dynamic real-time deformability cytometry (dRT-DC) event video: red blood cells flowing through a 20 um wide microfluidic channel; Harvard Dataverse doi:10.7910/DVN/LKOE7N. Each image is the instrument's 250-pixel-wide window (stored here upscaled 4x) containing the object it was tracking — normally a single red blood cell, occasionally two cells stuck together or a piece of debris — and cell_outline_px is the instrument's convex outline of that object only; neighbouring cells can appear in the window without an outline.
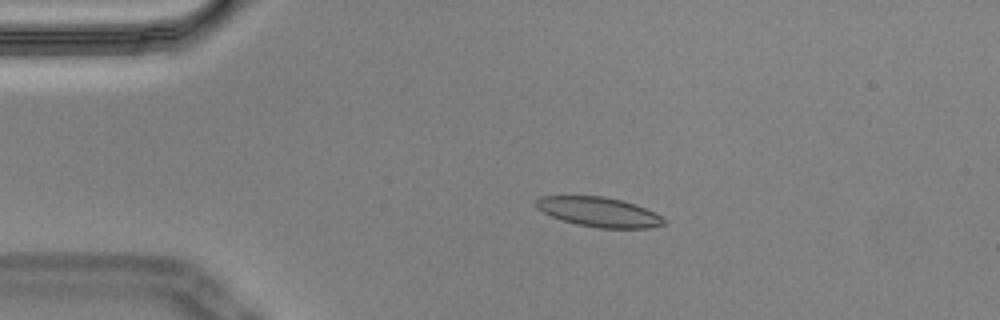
{"species": "Egyptian fruit bat (a non-hibernating species)", "species_latin": "Rousettus aegyptiacus", "temperature_condition": "cold", "stored_images_in_passage": 57, "camera_frame_rate_fps": 3000, "um_per_image_px": 0.085, "animal": {"sex": "male"}, "frame": {"image": 1, "passage_image": 12, "time_ms": 3.667, "image_size_px": [1000, 320], "cell_outline_px": [[668, 220], [664, 224], [648, 228], [600, 228], [576, 224], [552, 216], [536, 208], [536, 200], [540, 196], [604, 196], [620, 200], [644, 208]], "centroid_in_image_um": [50.9, 18.02], "position_along_channel_um": 34.1, "area_um2": 21.73}}
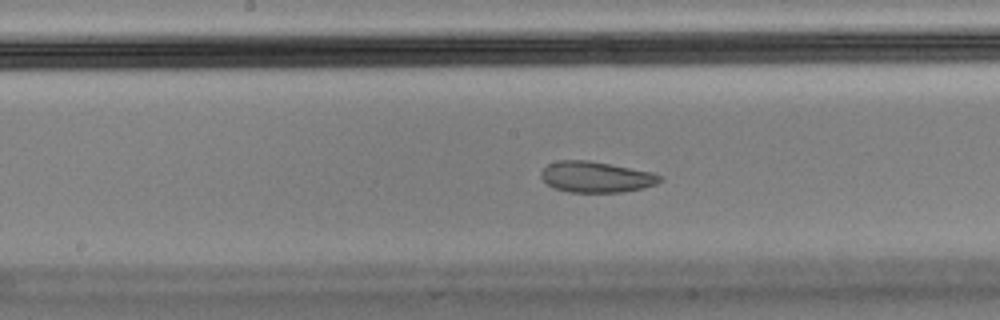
{"frame": {"image": 2, "passage_image": 29, "time_ms": 9.333, "image_size_px": [1000, 320], "cell_outline_px": [[660, 180], [656, 184], [644, 188], [620, 192], [568, 192], [552, 188], [540, 176], [540, 172], [548, 164], [560, 160], [588, 160], [652, 172], [660, 176]], "centroid_in_image_um": [50.62, 15.04], "position_along_channel_um": 197.6, "area_um2": 21.27}}
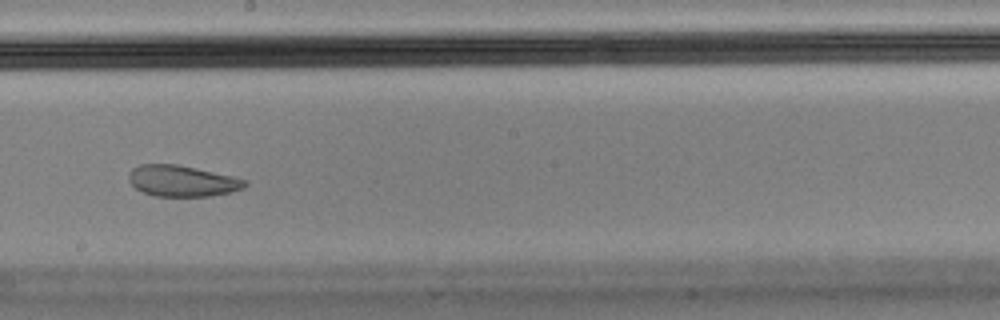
{"frame": {"image": 3, "passage_image": 32, "time_ms": 10.333, "image_size_px": [1000, 320], "cell_outline_px": [[248, 184], [244, 188], [232, 192], [212, 196], [156, 196], [144, 192], [136, 188], [128, 180], [128, 172], [132, 168], [140, 164], [176, 164], [196, 168], [232, 176], [248, 180]], "centroid_in_image_um": [15.5, 15.38], "position_along_channel_um": 232.7, "area_um2": 21.15}}